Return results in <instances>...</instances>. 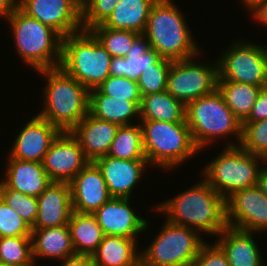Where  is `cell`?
Here are the masks:
<instances>
[{
	"label": "cell",
	"instance_id": "8992f818",
	"mask_svg": "<svg viewBox=\"0 0 267 266\" xmlns=\"http://www.w3.org/2000/svg\"><path fill=\"white\" fill-rule=\"evenodd\" d=\"M141 121L143 149L148 164L151 162L163 169H171L200 152L193 142L186 119L183 122Z\"/></svg>",
	"mask_w": 267,
	"mask_h": 266
},
{
	"label": "cell",
	"instance_id": "6da1fadb",
	"mask_svg": "<svg viewBox=\"0 0 267 266\" xmlns=\"http://www.w3.org/2000/svg\"><path fill=\"white\" fill-rule=\"evenodd\" d=\"M154 209L166 213L170 223L205 234L218 236L228 226L226 200L205 179Z\"/></svg>",
	"mask_w": 267,
	"mask_h": 266
},
{
	"label": "cell",
	"instance_id": "83f0119b",
	"mask_svg": "<svg viewBox=\"0 0 267 266\" xmlns=\"http://www.w3.org/2000/svg\"><path fill=\"white\" fill-rule=\"evenodd\" d=\"M68 227L77 255L92 256L105 236L93 214H81L73 211Z\"/></svg>",
	"mask_w": 267,
	"mask_h": 266
},
{
	"label": "cell",
	"instance_id": "7bdbcfd3",
	"mask_svg": "<svg viewBox=\"0 0 267 266\" xmlns=\"http://www.w3.org/2000/svg\"><path fill=\"white\" fill-rule=\"evenodd\" d=\"M93 264L92 256L75 254L63 260L61 266H92Z\"/></svg>",
	"mask_w": 267,
	"mask_h": 266
},
{
	"label": "cell",
	"instance_id": "8fae6325",
	"mask_svg": "<svg viewBox=\"0 0 267 266\" xmlns=\"http://www.w3.org/2000/svg\"><path fill=\"white\" fill-rule=\"evenodd\" d=\"M192 60L193 57L173 61L167 77L166 90L185 106L214 93L219 78L218 64L206 65Z\"/></svg>",
	"mask_w": 267,
	"mask_h": 266
},
{
	"label": "cell",
	"instance_id": "cb8c5ba5",
	"mask_svg": "<svg viewBox=\"0 0 267 266\" xmlns=\"http://www.w3.org/2000/svg\"><path fill=\"white\" fill-rule=\"evenodd\" d=\"M140 105L141 102L105 95L98 88L89 91V113L119 126L132 124L130 121L132 117L140 115Z\"/></svg>",
	"mask_w": 267,
	"mask_h": 266
},
{
	"label": "cell",
	"instance_id": "52a82bcc",
	"mask_svg": "<svg viewBox=\"0 0 267 266\" xmlns=\"http://www.w3.org/2000/svg\"><path fill=\"white\" fill-rule=\"evenodd\" d=\"M185 119L193 142L199 150L212 140L233 133L240 144L242 122L226 105L218 90L188 103Z\"/></svg>",
	"mask_w": 267,
	"mask_h": 266
},
{
	"label": "cell",
	"instance_id": "4316f807",
	"mask_svg": "<svg viewBox=\"0 0 267 266\" xmlns=\"http://www.w3.org/2000/svg\"><path fill=\"white\" fill-rule=\"evenodd\" d=\"M156 0H120L104 27L143 34L152 5Z\"/></svg>",
	"mask_w": 267,
	"mask_h": 266
},
{
	"label": "cell",
	"instance_id": "7c38bea8",
	"mask_svg": "<svg viewBox=\"0 0 267 266\" xmlns=\"http://www.w3.org/2000/svg\"><path fill=\"white\" fill-rule=\"evenodd\" d=\"M19 9L62 38L83 30L82 5L77 0H19Z\"/></svg>",
	"mask_w": 267,
	"mask_h": 266
},
{
	"label": "cell",
	"instance_id": "8d00e7d4",
	"mask_svg": "<svg viewBox=\"0 0 267 266\" xmlns=\"http://www.w3.org/2000/svg\"><path fill=\"white\" fill-rule=\"evenodd\" d=\"M120 0H84L82 4V27L90 30L103 24L112 14Z\"/></svg>",
	"mask_w": 267,
	"mask_h": 266
},
{
	"label": "cell",
	"instance_id": "bcb514c9",
	"mask_svg": "<svg viewBox=\"0 0 267 266\" xmlns=\"http://www.w3.org/2000/svg\"><path fill=\"white\" fill-rule=\"evenodd\" d=\"M81 5L83 4L84 0H77Z\"/></svg>",
	"mask_w": 267,
	"mask_h": 266
},
{
	"label": "cell",
	"instance_id": "ab89813d",
	"mask_svg": "<svg viewBox=\"0 0 267 266\" xmlns=\"http://www.w3.org/2000/svg\"><path fill=\"white\" fill-rule=\"evenodd\" d=\"M204 243L192 266H230L225 252L215 242L213 245Z\"/></svg>",
	"mask_w": 267,
	"mask_h": 266
},
{
	"label": "cell",
	"instance_id": "e0dca14e",
	"mask_svg": "<svg viewBox=\"0 0 267 266\" xmlns=\"http://www.w3.org/2000/svg\"><path fill=\"white\" fill-rule=\"evenodd\" d=\"M129 200L112 197L93 213L104 235L136 239V235L147 229V220L135 214Z\"/></svg>",
	"mask_w": 267,
	"mask_h": 266
},
{
	"label": "cell",
	"instance_id": "e575fe53",
	"mask_svg": "<svg viewBox=\"0 0 267 266\" xmlns=\"http://www.w3.org/2000/svg\"><path fill=\"white\" fill-rule=\"evenodd\" d=\"M0 197L32 228L38 215L37 198L10 189L0 181Z\"/></svg>",
	"mask_w": 267,
	"mask_h": 266
},
{
	"label": "cell",
	"instance_id": "836d02e7",
	"mask_svg": "<svg viewBox=\"0 0 267 266\" xmlns=\"http://www.w3.org/2000/svg\"><path fill=\"white\" fill-rule=\"evenodd\" d=\"M172 60L159 57L141 73L137 84L141 97L166 90L167 77Z\"/></svg>",
	"mask_w": 267,
	"mask_h": 266
},
{
	"label": "cell",
	"instance_id": "9c48e42d",
	"mask_svg": "<svg viewBox=\"0 0 267 266\" xmlns=\"http://www.w3.org/2000/svg\"><path fill=\"white\" fill-rule=\"evenodd\" d=\"M164 223L160 234L141 254V266H192L205 243L203 238L195 229L167 220Z\"/></svg>",
	"mask_w": 267,
	"mask_h": 266
},
{
	"label": "cell",
	"instance_id": "f6af8a7d",
	"mask_svg": "<svg viewBox=\"0 0 267 266\" xmlns=\"http://www.w3.org/2000/svg\"><path fill=\"white\" fill-rule=\"evenodd\" d=\"M257 185L260 187L261 191L267 197V167H262Z\"/></svg>",
	"mask_w": 267,
	"mask_h": 266
},
{
	"label": "cell",
	"instance_id": "7dc6e473",
	"mask_svg": "<svg viewBox=\"0 0 267 266\" xmlns=\"http://www.w3.org/2000/svg\"><path fill=\"white\" fill-rule=\"evenodd\" d=\"M0 266H12V265H5V264H1V263H0Z\"/></svg>",
	"mask_w": 267,
	"mask_h": 266
},
{
	"label": "cell",
	"instance_id": "d6a6232c",
	"mask_svg": "<svg viewBox=\"0 0 267 266\" xmlns=\"http://www.w3.org/2000/svg\"><path fill=\"white\" fill-rule=\"evenodd\" d=\"M112 57H125L134 40L140 35L130 30H117L102 24L90 29Z\"/></svg>",
	"mask_w": 267,
	"mask_h": 266
},
{
	"label": "cell",
	"instance_id": "7402d4cb",
	"mask_svg": "<svg viewBox=\"0 0 267 266\" xmlns=\"http://www.w3.org/2000/svg\"><path fill=\"white\" fill-rule=\"evenodd\" d=\"M252 232L227 226L216 243L225 252L230 266H265Z\"/></svg>",
	"mask_w": 267,
	"mask_h": 266
},
{
	"label": "cell",
	"instance_id": "60d3db41",
	"mask_svg": "<svg viewBox=\"0 0 267 266\" xmlns=\"http://www.w3.org/2000/svg\"><path fill=\"white\" fill-rule=\"evenodd\" d=\"M267 118V86L262 87L251 113L244 122H257Z\"/></svg>",
	"mask_w": 267,
	"mask_h": 266
},
{
	"label": "cell",
	"instance_id": "5bb4252c",
	"mask_svg": "<svg viewBox=\"0 0 267 266\" xmlns=\"http://www.w3.org/2000/svg\"><path fill=\"white\" fill-rule=\"evenodd\" d=\"M89 162L71 132H61L52 142L42 163L52 181L70 182Z\"/></svg>",
	"mask_w": 267,
	"mask_h": 266
},
{
	"label": "cell",
	"instance_id": "7a4b0ae2",
	"mask_svg": "<svg viewBox=\"0 0 267 266\" xmlns=\"http://www.w3.org/2000/svg\"><path fill=\"white\" fill-rule=\"evenodd\" d=\"M48 82L44 110L37 115L61 132H70L89 113V90L60 67L39 70Z\"/></svg>",
	"mask_w": 267,
	"mask_h": 266
},
{
	"label": "cell",
	"instance_id": "9a60e30c",
	"mask_svg": "<svg viewBox=\"0 0 267 266\" xmlns=\"http://www.w3.org/2000/svg\"><path fill=\"white\" fill-rule=\"evenodd\" d=\"M69 183L74 212L93 214L112 198L102 172L94 162H89Z\"/></svg>",
	"mask_w": 267,
	"mask_h": 266
},
{
	"label": "cell",
	"instance_id": "44dd1931",
	"mask_svg": "<svg viewBox=\"0 0 267 266\" xmlns=\"http://www.w3.org/2000/svg\"><path fill=\"white\" fill-rule=\"evenodd\" d=\"M6 178L3 182L25 195L38 197L52 182L43 163L9 158Z\"/></svg>",
	"mask_w": 267,
	"mask_h": 266
},
{
	"label": "cell",
	"instance_id": "d6986e66",
	"mask_svg": "<svg viewBox=\"0 0 267 266\" xmlns=\"http://www.w3.org/2000/svg\"><path fill=\"white\" fill-rule=\"evenodd\" d=\"M101 170L112 197L130 198L132 189L141 179L147 159L123 160L103 156L94 161Z\"/></svg>",
	"mask_w": 267,
	"mask_h": 266
},
{
	"label": "cell",
	"instance_id": "f546056e",
	"mask_svg": "<svg viewBox=\"0 0 267 266\" xmlns=\"http://www.w3.org/2000/svg\"><path fill=\"white\" fill-rule=\"evenodd\" d=\"M261 89V86L234 81H218L217 83V90L226 105L242 123L251 113Z\"/></svg>",
	"mask_w": 267,
	"mask_h": 266
},
{
	"label": "cell",
	"instance_id": "74e56055",
	"mask_svg": "<svg viewBox=\"0 0 267 266\" xmlns=\"http://www.w3.org/2000/svg\"><path fill=\"white\" fill-rule=\"evenodd\" d=\"M97 88L110 97L141 102L142 97L137 82L125 77L110 75Z\"/></svg>",
	"mask_w": 267,
	"mask_h": 266
},
{
	"label": "cell",
	"instance_id": "ac0fdd59",
	"mask_svg": "<svg viewBox=\"0 0 267 266\" xmlns=\"http://www.w3.org/2000/svg\"><path fill=\"white\" fill-rule=\"evenodd\" d=\"M38 215L31 229H43L68 225L72 208L69 182L52 181L37 197Z\"/></svg>",
	"mask_w": 267,
	"mask_h": 266
},
{
	"label": "cell",
	"instance_id": "d4e9b609",
	"mask_svg": "<svg viewBox=\"0 0 267 266\" xmlns=\"http://www.w3.org/2000/svg\"><path fill=\"white\" fill-rule=\"evenodd\" d=\"M33 258H58L65 260L75 255L68 225L32 229Z\"/></svg>",
	"mask_w": 267,
	"mask_h": 266
},
{
	"label": "cell",
	"instance_id": "f1b7e54d",
	"mask_svg": "<svg viewBox=\"0 0 267 266\" xmlns=\"http://www.w3.org/2000/svg\"><path fill=\"white\" fill-rule=\"evenodd\" d=\"M186 106L175 99L167 90L142 96L140 105L141 120L183 122Z\"/></svg>",
	"mask_w": 267,
	"mask_h": 266
},
{
	"label": "cell",
	"instance_id": "277c9868",
	"mask_svg": "<svg viewBox=\"0 0 267 266\" xmlns=\"http://www.w3.org/2000/svg\"><path fill=\"white\" fill-rule=\"evenodd\" d=\"M111 60L112 56L90 30H81L62 38L59 67L89 91L110 76Z\"/></svg>",
	"mask_w": 267,
	"mask_h": 266
},
{
	"label": "cell",
	"instance_id": "3957f363",
	"mask_svg": "<svg viewBox=\"0 0 267 266\" xmlns=\"http://www.w3.org/2000/svg\"><path fill=\"white\" fill-rule=\"evenodd\" d=\"M172 0H156L152 5L143 35L160 57L172 61L199 54L185 18Z\"/></svg>",
	"mask_w": 267,
	"mask_h": 266
},
{
	"label": "cell",
	"instance_id": "5b68a950",
	"mask_svg": "<svg viewBox=\"0 0 267 266\" xmlns=\"http://www.w3.org/2000/svg\"><path fill=\"white\" fill-rule=\"evenodd\" d=\"M21 59L37 71L58 68L62 37L51 27L27 16L19 8L8 18Z\"/></svg>",
	"mask_w": 267,
	"mask_h": 266
},
{
	"label": "cell",
	"instance_id": "4fadbf2b",
	"mask_svg": "<svg viewBox=\"0 0 267 266\" xmlns=\"http://www.w3.org/2000/svg\"><path fill=\"white\" fill-rule=\"evenodd\" d=\"M227 225L247 232L267 230V197L258 185L234 192L226 199Z\"/></svg>",
	"mask_w": 267,
	"mask_h": 266
},
{
	"label": "cell",
	"instance_id": "4dcf8cb0",
	"mask_svg": "<svg viewBox=\"0 0 267 266\" xmlns=\"http://www.w3.org/2000/svg\"><path fill=\"white\" fill-rule=\"evenodd\" d=\"M106 156L123 160L146 159L141 123L119 126Z\"/></svg>",
	"mask_w": 267,
	"mask_h": 266
},
{
	"label": "cell",
	"instance_id": "1f68e13d",
	"mask_svg": "<svg viewBox=\"0 0 267 266\" xmlns=\"http://www.w3.org/2000/svg\"><path fill=\"white\" fill-rule=\"evenodd\" d=\"M0 263L34 266L31 236L0 237Z\"/></svg>",
	"mask_w": 267,
	"mask_h": 266
},
{
	"label": "cell",
	"instance_id": "30bf717a",
	"mask_svg": "<svg viewBox=\"0 0 267 266\" xmlns=\"http://www.w3.org/2000/svg\"><path fill=\"white\" fill-rule=\"evenodd\" d=\"M218 64V81L267 86V47L247 42H235Z\"/></svg>",
	"mask_w": 267,
	"mask_h": 266
},
{
	"label": "cell",
	"instance_id": "f35d334b",
	"mask_svg": "<svg viewBox=\"0 0 267 266\" xmlns=\"http://www.w3.org/2000/svg\"><path fill=\"white\" fill-rule=\"evenodd\" d=\"M31 227L0 197V237L31 236Z\"/></svg>",
	"mask_w": 267,
	"mask_h": 266
},
{
	"label": "cell",
	"instance_id": "603a6c76",
	"mask_svg": "<svg viewBox=\"0 0 267 266\" xmlns=\"http://www.w3.org/2000/svg\"><path fill=\"white\" fill-rule=\"evenodd\" d=\"M159 57L158 52L151 48L148 39L140 34L125 57H112L109 72L111 76L125 77L137 82L141 73Z\"/></svg>",
	"mask_w": 267,
	"mask_h": 266
},
{
	"label": "cell",
	"instance_id": "2e32d148",
	"mask_svg": "<svg viewBox=\"0 0 267 266\" xmlns=\"http://www.w3.org/2000/svg\"><path fill=\"white\" fill-rule=\"evenodd\" d=\"M60 133L56 126L36 115L17 135L9 157L42 163L52 142Z\"/></svg>",
	"mask_w": 267,
	"mask_h": 266
},
{
	"label": "cell",
	"instance_id": "ba28073f",
	"mask_svg": "<svg viewBox=\"0 0 267 266\" xmlns=\"http://www.w3.org/2000/svg\"><path fill=\"white\" fill-rule=\"evenodd\" d=\"M222 154L209 162L202 174L207 183L225 200L234 192L255 186L258 183V162L267 160L254 155L236 144L228 143Z\"/></svg>",
	"mask_w": 267,
	"mask_h": 266
},
{
	"label": "cell",
	"instance_id": "ee69618b",
	"mask_svg": "<svg viewBox=\"0 0 267 266\" xmlns=\"http://www.w3.org/2000/svg\"><path fill=\"white\" fill-rule=\"evenodd\" d=\"M19 8V1L17 0H0V16L8 18L15 10Z\"/></svg>",
	"mask_w": 267,
	"mask_h": 266
},
{
	"label": "cell",
	"instance_id": "b9f144b4",
	"mask_svg": "<svg viewBox=\"0 0 267 266\" xmlns=\"http://www.w3.org/2000/svg\"><path fill=\"white\" fill-rule=\"evenodd\" d=\"M245 6L252 10V15L261 23L267 25V0H247Z\"/></svg>",
	"mask_w": 267,
	"mask_h": 266
},
{
	"label": "cell",
	"instance_id": "d590c367",
	"mask_svg": "<svg viewBox=\"0 0 267 266\" xmlns=\"http://www.w3.org/2000/svg\"><path fill=\"white\" fill-rule=\"evenodd\" d=\"M242 149L267 160V118L257 122L242 123Z\"/></svg>",
	"mask_w": 267,
	"mask_h": 266
},
{
	"label": "cell",
	"instance_id": "ffe728a7",
	"mask_svg": "<svg viewBox=\"0 0 267 266\" xmlns=\"http://www.w3.org/2000/svg\"><path fill=\"white\" fill-rule=\"evenodd\" d=\"M119 125L88 113L70 132L79 141L90 162L106 156Z\"/></svg>",
	"mask_w": 267,
	"mask_h": 266
},
{
	"label": "cell",
	"instance_id": "484cf974",
	"mask_svg": "<svg viewBox=\"0 0 267 266\" xmlns=\"http://www.w3.org/2000/svg\"><path fill=\"white\" fill-rule=\"evenodd\" d=\"M137 240L123 236L105 235L92 255L97 266H141V253H137Z\"/></svg>",
	"mask_w": 267,
	"mask_h": 266
}]
</instances>
